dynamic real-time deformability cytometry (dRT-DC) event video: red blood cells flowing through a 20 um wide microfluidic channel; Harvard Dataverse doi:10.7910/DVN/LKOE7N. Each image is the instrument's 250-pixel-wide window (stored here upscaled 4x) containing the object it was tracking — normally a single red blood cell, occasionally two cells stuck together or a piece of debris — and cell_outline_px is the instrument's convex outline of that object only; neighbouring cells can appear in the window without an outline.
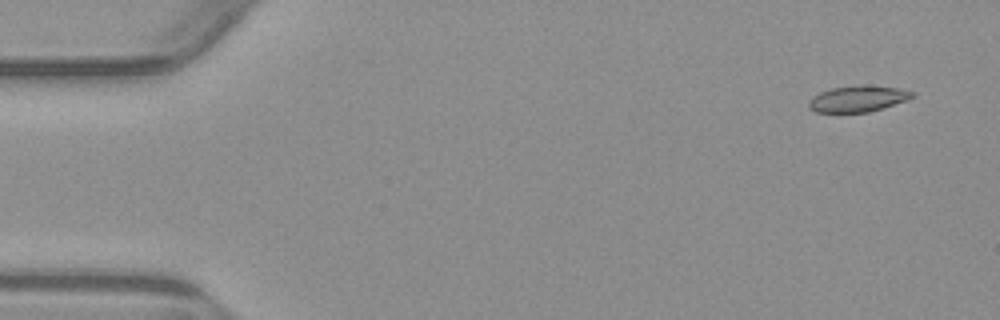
{"species": "common noctule bat (a hibernating species)", "species_latin": "Nyctalus noctula", "temperature_condition": "warm", "stored_images_in_passage": 4, "camera_frame_rate_fps": 3000, "um_per_image_px": 0.085, "animal": {"sex": "male", "body_mass_g": 23.1, "forearm_length_mm": 52.7}, "frame": {"image": 1, "passage_image": 1, "time_ms": 0.0, "image_size_px": [1000, 320], "cell_outline_px": [[916, 96], [908, 100], [868, 112], [816, 112], [808, 108], [808, 104], [812, 96], [820, 92], [832, 88], [896, 88], [916, 92]], "centroid_in_image_um": [72.9, 8.45], "position_along_channel_um": 12.1, "area_um2": 14.91}}
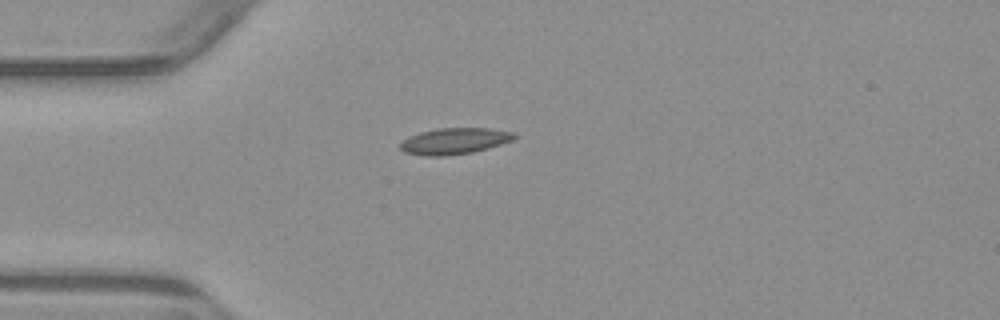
{"frame": {"image": 2, "passage_image": 4, "time_ms": 3.667, "image_size_px": [1000, 320], "cell_outline_px": [[516, 136], [512, 140], [488, 148], [472, 152], [444, 156], [428, 156], [404, 152], [400, 148], [400, 144], [408, 136], [420, 132], [436, 128], [488, 128], [516, 132]], "centroid_in_image_um": [38.62, 11.98], "position_along_channel_um": 46.4, "area_um2": 17.4}}